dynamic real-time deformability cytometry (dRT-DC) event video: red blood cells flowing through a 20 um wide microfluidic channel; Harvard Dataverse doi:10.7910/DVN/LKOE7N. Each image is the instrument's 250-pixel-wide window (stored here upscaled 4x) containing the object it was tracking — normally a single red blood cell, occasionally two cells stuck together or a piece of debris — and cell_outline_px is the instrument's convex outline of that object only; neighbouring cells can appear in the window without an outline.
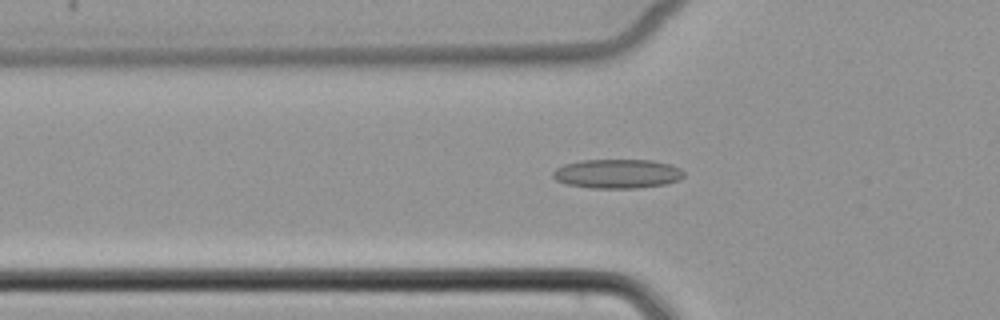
{"species": "common noctule bat (a hibernating species)", "species_latin": "Nyctalus noctula", "temperature_condition": "cold", "stored_images_in_passage": 53, "camera_frame_rate_fps": 3000, "um_per_image_px": 0.085, "animal": {"sex": "female", "body_mass_g": 22.7, "forearm_length_mm": 54.2}, "frame": {"image": 1, "passage_image": 19, "time_ms": 6.0, "image_size_px": [1000, 320], "cell_outline_px": [[684, 176], [680, 180], [668, 184], [636, 188], [592, 188], [568, 184], [556, 180], [552, 176], [552, 172], [556, 168], [564, 164], [580, 160], [652, 160], [668, 164], [680, 168], [684, 172]], "centroid_in_image_um": [52.48, 14.77], "position_along_channel_um": 73.3, "area_um2": 22.37}}
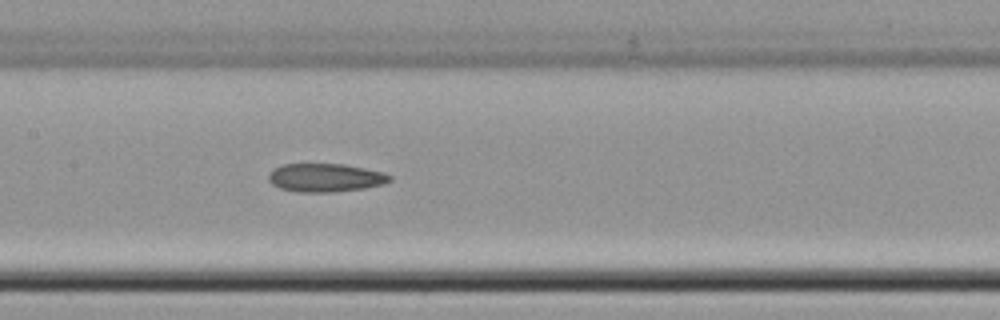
{"frame": {"image": 2, "passage_image": 27, "time_ms": 8.667, "image_size_px": [1000, 320], "cell_outline_px": [[392, 180], [384, 184], [364, 188], [332, 192], [300, 192], [280, 188], [272, 184], [268, 180], [268, 172], [272, 168], [284, 164], [344, 164], [384, 172], [392, 176]], "centroid_in_image_um": [27.65, 15.1], "position_along_channel_um": 179.8, "area_um2": 20.17}}
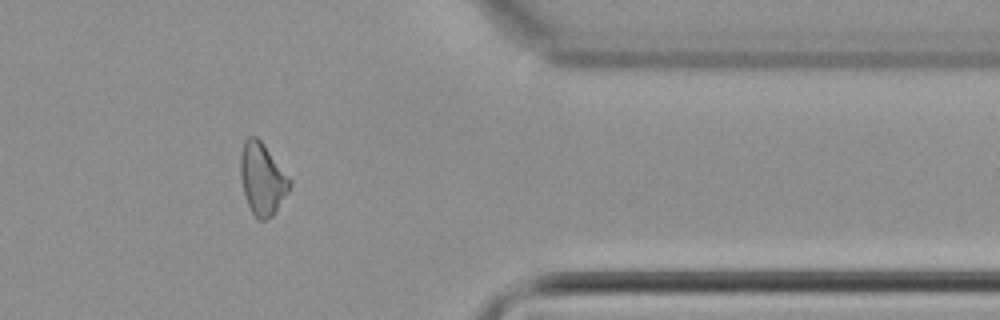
{"frame": {"image": 3, "passage_image": 44, "time_ms": 14.333, "image_size_px": [1000, 320], "cell_outline_px": [[292, 184], [288, 192], [276, 212], [272, 216], [264, 220], [256, 220], [248, 204], [244, 192], [240, 176], [240, 156], [244, 140], [248, 136], [256, 136], [260, 140], [292, 180]], "centroid_in_image_um": [22.3, 15.22], "position_along_channel_um": 389.1, "area_um2": 20.63}}